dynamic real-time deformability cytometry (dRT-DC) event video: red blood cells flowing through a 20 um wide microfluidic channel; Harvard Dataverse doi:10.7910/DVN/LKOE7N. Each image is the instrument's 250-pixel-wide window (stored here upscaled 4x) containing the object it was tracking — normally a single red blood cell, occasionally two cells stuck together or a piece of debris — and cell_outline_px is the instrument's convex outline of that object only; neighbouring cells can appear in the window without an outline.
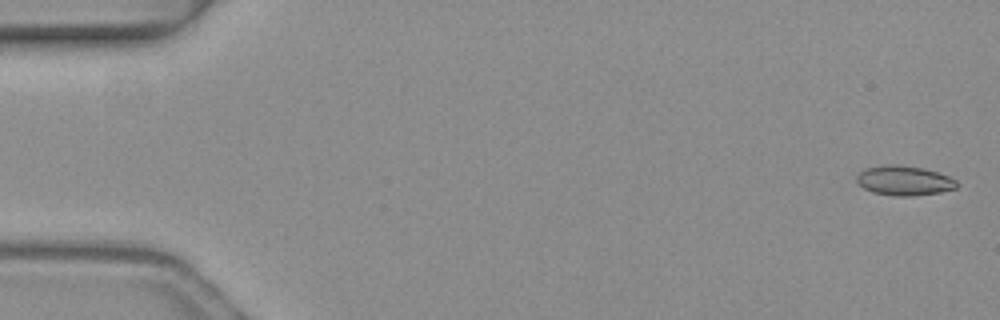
{"species": "common noctule bat (a hibernating species)", "species_latin": "Nyctalus noctula", "temperature_condition": "warm", "stored_images_in_passage": 4, "camera_frame_rate_fps": 3000, "um_per_image_px": 0.085, "animal": {"sex": "female", "body_mass_g": 19.3, "forearm_length_mm": 54.1}, "frame": {"image": 1, "passage_image": 1, "time_ms": 0.0, "image_size_px": [1000, 320], "cell_outline_px": [[960, 184], [956, 188], [940, 192], [912, 196], [896, 196], [872, 192], [864, 188], [856, 180], [856, 176], [864, 168], [884, 164], [900, 164], [924, 168], [948, 176], [956, 180]], "centroid_in_image_um": [76.85, 15.34], "position_along_channel_um": 8.1, "area_um2": 17.46}}
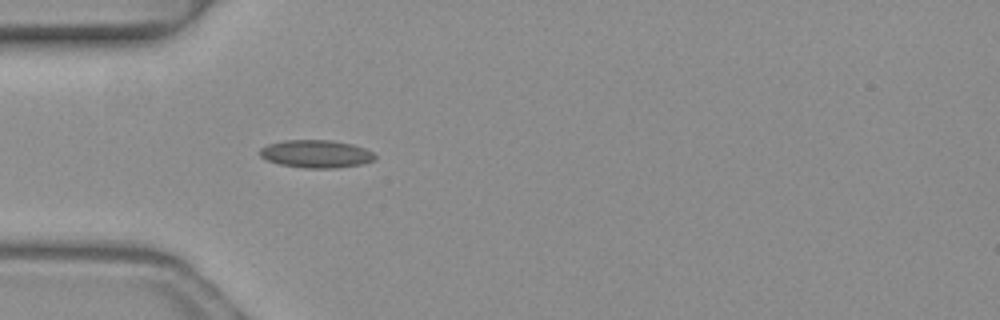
{"frame": {"image": 2, "passage_image": 4, "time_ms": 1.0, "image_size_px": [1000, 320], "cell_outline_px": [[376, 156], [372, 160], [360, 164], [336, 168], [304, 168], [280, 164], [268, 160], [260, 156], [260, 148], [268, 144], [284, 140], [332, 140], [352, 144], [364, 148], [372, 152]], "centroid_in_image_um": [26.85, 13.07], "position_along_channel_um": 58.2, "area_um2": 18.5}}